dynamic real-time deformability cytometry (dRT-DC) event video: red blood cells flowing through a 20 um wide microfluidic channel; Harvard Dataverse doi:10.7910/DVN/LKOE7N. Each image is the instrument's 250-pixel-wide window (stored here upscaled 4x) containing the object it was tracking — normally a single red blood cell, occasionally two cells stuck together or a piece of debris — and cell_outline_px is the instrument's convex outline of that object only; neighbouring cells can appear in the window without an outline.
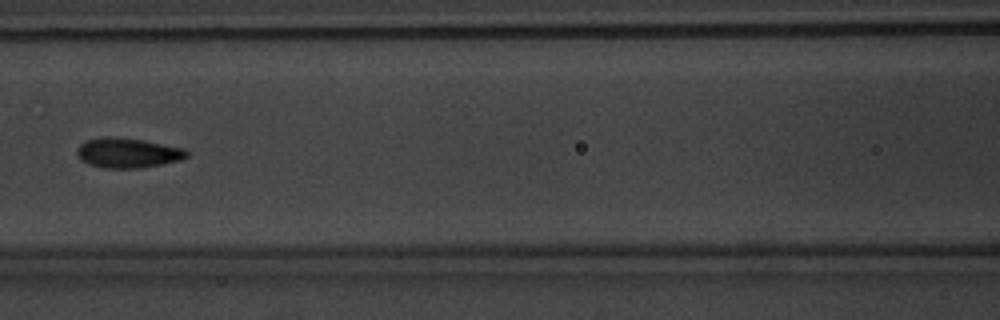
{"species": "common noctule bat (a hibernating species)", "species_latin": "Nyctalus noctula", "temperature_condition": "warm", "stored_images_in_passage": 7, "camera_frame_rate_fps": 3000, "um_per_image_px": 0.085, "animal": {"sex": "male", "body_mass_g": 20.1, "forearm_length_mm": 53.5}, "frame": {"image": 1, "passage_image": 6, "time_ms": 6.0, "image_size_px": [1000, 320], "cell_outline_px": [[188, 156], [180, 160], [140, 168], [104, 168], [88, 164], [80, 160], [76, 152], [80, 144], [88, 140], [104, 136], [140, 140], [184, 148], [188, 152]], "centroid_in_image_um": [10.83, 13.01], "position_along_channel_um": 155.8, "area_um2": 18.84}}
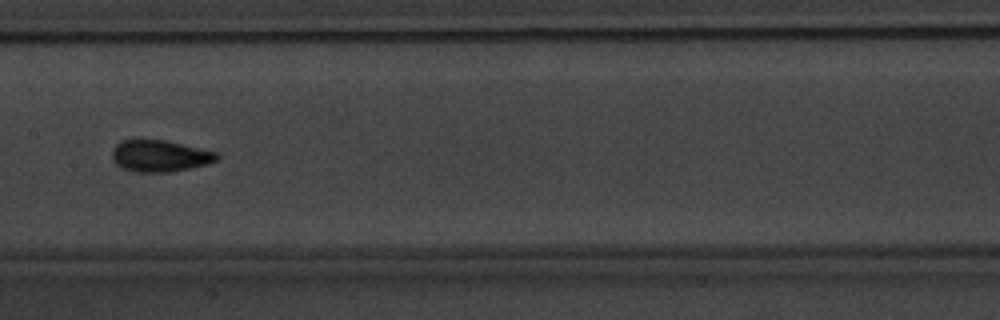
{"frame": {"image": 2, "passage_image": 7, "time_ms": 7.0, "image_size_px": [1000, 320], "cell_outline_px": [[220, 156], [216, 160], [208, 164], [168, 172], [136, 172], [124, 168], [116, 164], [112, 156], [112, 148], [120, 140], [136, 136], [164, 140], [220, 152]], "centroid_in_image_um": [13.55, 13.2], "position_along_channel_um": 193.8, "area_um2": 19.94}}